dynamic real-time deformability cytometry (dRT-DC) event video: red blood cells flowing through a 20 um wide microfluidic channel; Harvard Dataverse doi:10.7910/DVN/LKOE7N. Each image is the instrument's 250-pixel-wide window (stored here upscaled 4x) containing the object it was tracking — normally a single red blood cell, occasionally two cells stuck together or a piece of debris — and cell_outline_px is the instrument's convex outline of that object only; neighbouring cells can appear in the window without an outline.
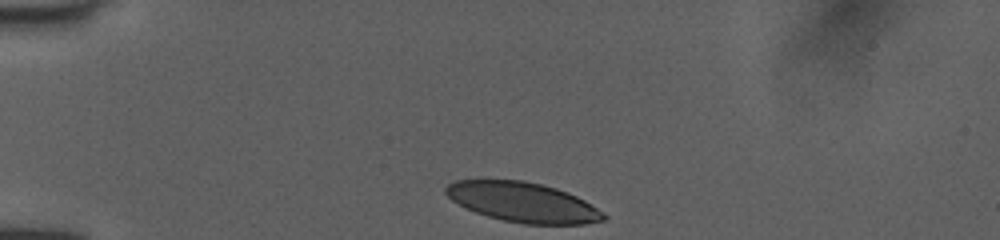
{"species": "human", "species_latin": "Homo sapiens", "temperature_condition": "room temperature", "stored_images_in_passage": 32, "camera_frame_rate_fps": 3000, "um_per_image_px": 0.085, "donor": {"sex": "female"}, "frame": {"image": 1, "passage_image": 1, "time_ms": 0.0, "image_size_px": [1000, 240], "cell_outline_px": [[608, 216], [604, 220], [584, 224], [524, 224], [504, 220], [488, 216], [476, 212], [452, 200], [444, 192], [444, 188], [448, 184], [456, 180], [524, 180], [556, 188], [576, 196], [584, 200], [604, 212]], "centroid_in_image_um": [44.46, 17.19], "position_along_channel_um": 40.5, "area_um2": 36.36}}
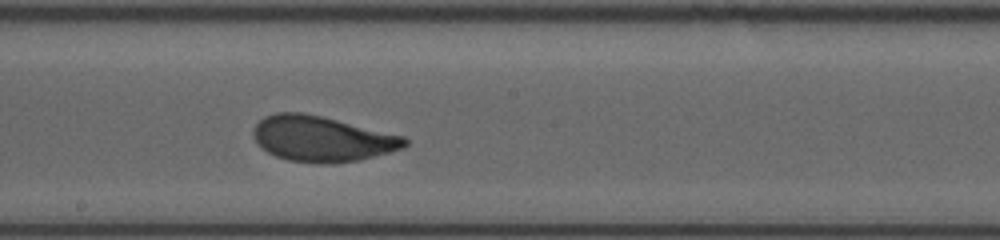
{"frame": {"image": 2, "passage_image": 18, "time_ms": 5.667, "image_size_px": [1000, 240], "cell_outline_px": [[408, 144], [404, 148], [360, 160], [328, 164], [320, 164], [288, 160], [276, 156], [260, 148], [256, 144], [252, 136], [252, 132], [256, 124], [264, 116], [276, 112], [304, 112], [404, 136], [408, 140]], "centroid_in_image_um": [27.33, 11.8], "position_along_channel_um": 220.9, "area_um2": 40.34}}
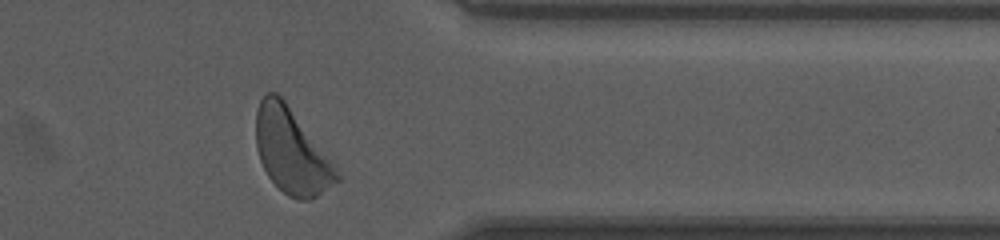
{"frame": {"image": 3, "passage_image": 31, "time_ms": 10.0, "image_size_px": [1000, 240], "cell_outline_px": [[340, 180], [312, 200], [296, 200], [288, 196], [268, 176], [260, 160], [256, 148], [256, 112], [260, 100], [268, 92], [276, 92], [284, 100], [332, 160], [340, 176]], "centroid_in_image_um": [24.78, 12.87], "position_along_channel_um": 386.6, "area_um2": 39.77}, "authors_computed_cell_mechanics": {"area_um2": 39.7375, "velocity_mm_per_s": 4.0039, "shape_relaxation_time_tau1_ms": 3.3562, "shape_relaxation_time_tau2_ms": 1.0549, "deformation_change_tau1": 0.1712, "deformation_change_tau2": 0.0646}}